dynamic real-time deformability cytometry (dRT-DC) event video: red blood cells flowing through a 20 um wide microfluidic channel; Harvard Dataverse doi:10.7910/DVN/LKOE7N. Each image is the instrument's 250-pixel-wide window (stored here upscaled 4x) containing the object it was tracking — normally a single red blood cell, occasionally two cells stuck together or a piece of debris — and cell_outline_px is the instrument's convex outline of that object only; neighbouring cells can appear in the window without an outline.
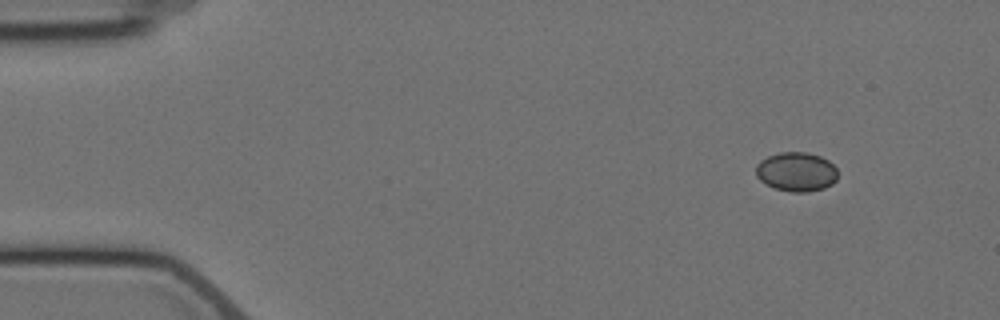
{"species": "Egyptian fruit bat (a non-hibernating species)", "species_latin": "Rousettus aegyptiacus", "temperature_condition": "cold", "stored_images_in_passage": 4, "camera_frame_rate_fps": 3000, "um_per_image_px": 0.085, "animal": {"sex": "female"}, "frame": {"image": 1, "passage_image": 1, "time_ms": 0.0, "image_size_px": [1000, 320], "cell_outline_px": [[836, 180], [832, 184], [824, 188], [808, 192], [792, 192], [776, 188], [760, 180], [756, 176], [756, 164], [760, 160], [768, 156], [780, 152], [808, 152], [820, 156], [828, 160], [836, 168]], "centroid_in_image_um": [67.69, 14.59], "position_along_channel_um": 17.3, "area_um2": 18.67}}
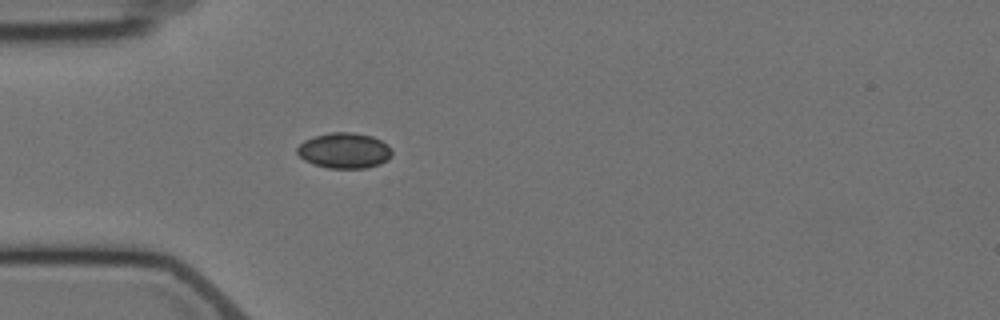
{"frame": {"image": 2, "passage_image": 4, "time_ms": 3.667, "image_size_px": [1000, 320], "cell_outline_px": [[392, 156], [388, 160], [380, 164], [364, 168], [328, 168], [312, 164], [304, 160], [296, 152], [296, 148], [304, 140], [316, 136], [332, 132], [352, 132], [372, 136], [388, 144], [392, 148]], "centroid_in_image_um": [29.28, 12.8], "position_along_channel_um": 55.7, "area_um2": 19.77}}